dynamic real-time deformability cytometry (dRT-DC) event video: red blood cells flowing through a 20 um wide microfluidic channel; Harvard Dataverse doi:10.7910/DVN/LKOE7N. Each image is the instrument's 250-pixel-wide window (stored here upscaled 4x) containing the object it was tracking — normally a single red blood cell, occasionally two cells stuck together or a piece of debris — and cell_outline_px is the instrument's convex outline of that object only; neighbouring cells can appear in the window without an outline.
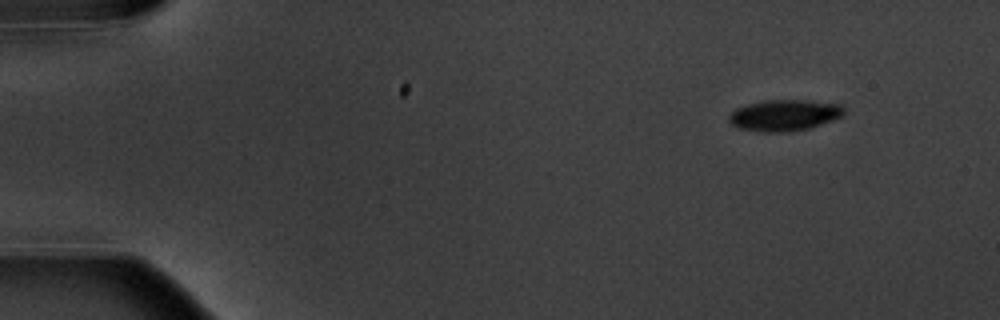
{"species": "common noctule bat (a hibernating species)", "species_latin": "Nyctalus noctula", "temperature_condition": "warm", "stored_images_in_passage": 4, "camera_frame_rate_fps": 3000, "um_per_image_px": 0.085, "animal": {"sex": "male", "body_mass_g": 20.1, "forearm_length_mm": 53.5}, "frame": {"image": 1, "passage_image": 1, "time_ms": 0.0, "image_size_px": [1000, 320], "cell_outline_px": [[844, 116], [808, 128], [788, 132], [760, 132], [740, 128], [732, 124], [728, 120], [728, 116], [736, 108], [748, 104], [768, 100], [804, 100], [840, 104], [844, 108]], "centroid_in_image_um": [66.67, 9.8], "position_along_channel_um": 18.3, "area_um2": 20.81}}
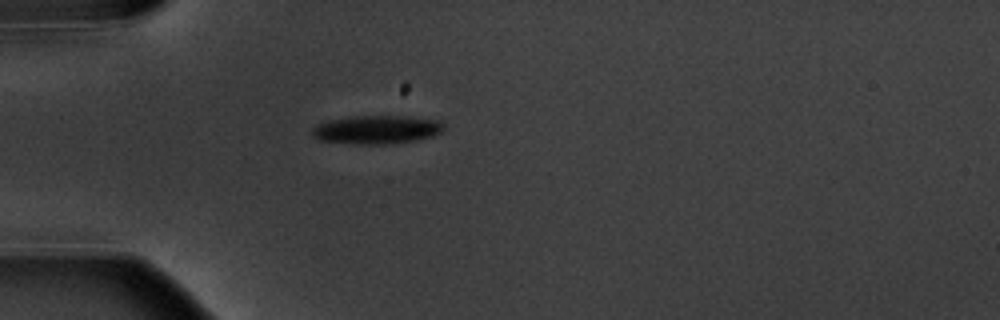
{"frame": {"image": 2, "passage_image": 4, "time_ms": 3.667, "image_size_px": [1000, 320], "cell_outline_px": [[444, 128], [440, 132], [432, 136], [416, 140], [392, 144], [356, 144], [316, 140], [312, 136], [312, 128], [320, 124], [332, 120], [356, 116], [392, 116], [436, 120], [444, 124]], "centroid_in_image_um": [31.99, 11.04], "position_along_channel_um": 53.0, "area_um2": 21.5}}